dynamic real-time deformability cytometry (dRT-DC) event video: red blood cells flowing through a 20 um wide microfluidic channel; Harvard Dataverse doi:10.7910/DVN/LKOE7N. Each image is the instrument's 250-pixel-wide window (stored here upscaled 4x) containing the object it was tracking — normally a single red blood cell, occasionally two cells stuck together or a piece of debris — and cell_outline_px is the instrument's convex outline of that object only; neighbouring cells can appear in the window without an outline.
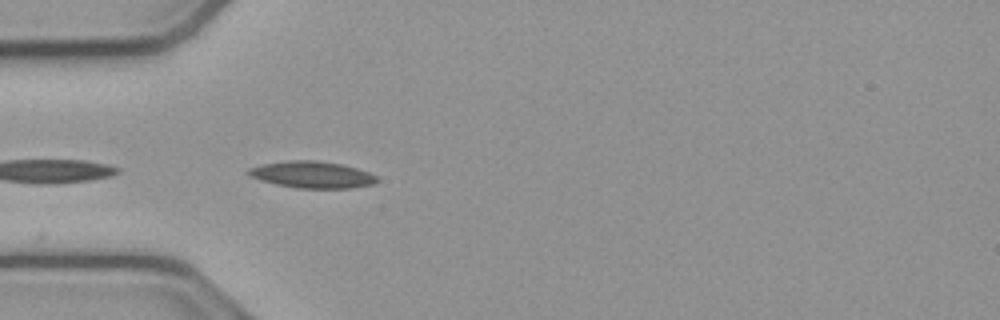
{"species": "common noctule bat (a hibernating species)", "species_latin": "Nyctalus noctula", "temperature_condition": "cold", "stored_images_in_passage": 4, "camera_frame_rate_fps": 3000, "um_per_image_px": 0.085, "animal": {"sex": "male", "body_mass_g": 23.1, "forearm_length_mm": 52.7}, "frame": {"image": 1, "passage_image": 1, "time_ms": 0.0, "image_size_px": [1000, 320], "cell_outline_px": [[380, 180], [372, 184], [352, 188], [296, 188], [276, 184], [248, 176], [244, 172], [248, 168], [264, 164], [288, 160], [316, 160], [344, 164], [368, 172], [376, 176]], "centroid_in_image_um": [26.51, 14.84], "position_along_channel_um": 58.5, "area_um2": 20.11}}